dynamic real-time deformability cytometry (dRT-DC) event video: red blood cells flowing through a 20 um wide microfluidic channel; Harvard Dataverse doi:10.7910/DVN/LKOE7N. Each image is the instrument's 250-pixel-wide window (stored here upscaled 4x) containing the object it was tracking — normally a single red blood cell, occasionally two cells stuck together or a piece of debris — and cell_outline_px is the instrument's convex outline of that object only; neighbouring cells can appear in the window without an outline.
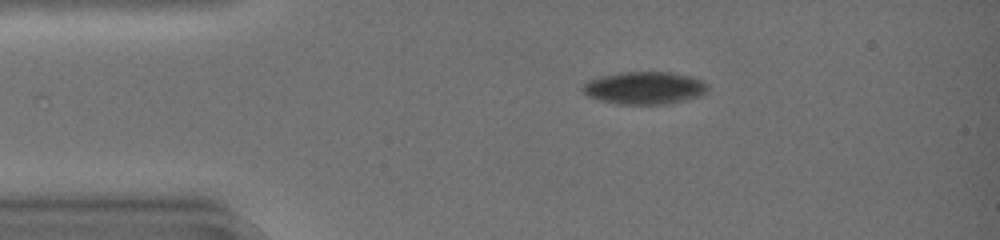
{"species": "common noctule bat (a hibernating species)", "species_latin": "Nyctalus noctula", "temperature_condition": "warm", "stored_images_in_passage": 32, "camera_frame_rate_fps": 3000, "um_per_image_px": 0.085, "animal": {"sex": "female", "body_mass_g": 19.0, "forearm_length_mm": 51.5}, "frame": {"image": 1, "passage_image": 2, "time_ms": 0.333, "image_size_px": [1000, 240], "cell_outline_px": [[708, 88], [700, 96], [688, 100], [668, 104], [616, 104], [600, 100], [588, 96], [580, 88], [588, 80], [600, 76], [620, 72], [672, 72], [692, 76], [704, 80], [708, 84]], "centroid_in_image_um": [54.81, 7.47], "position_along_channel_um": 30.2, "area_um2": 24.04}}
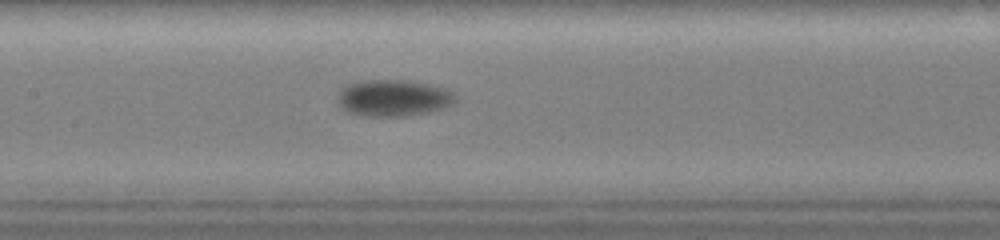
{"frame": {"image": 2, "passage_image": 16, "time_ms": 5.0, "image_size_px": [1000, 240], "cell_outline_px": [[456, 100], [448, 104], [424, 112], [404, 116], [384, 116], [352, 112], [344, 108], [340, 104], [340, 92], [348, 84], [364, 80], [408, 80], [428, 84], [444, 88], [456, 92]], "centroid_in_image_um": [33.48, 8.29], "position_along_channel_um": 173.9, "area_um2": 24.04}}
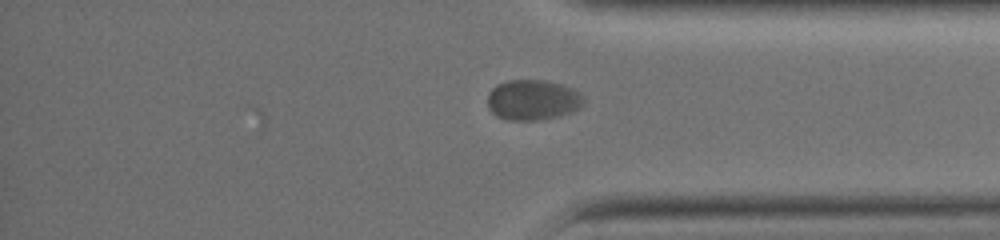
{"frame": {"image": 3, "passage_image": 32, "time_ms": 10.333, "image_size_px": [1000, 240], "cell_outline_px": [[584, 104], [580, 108], [572, 112], [560, 116], [536, 120], [508, 120], [496, 116], [488, 108], [488, 92], [496, 84], [508, 80], [544, 80], [564, 84], [580, 92], [584, 96]], "centroid_in_image_um": [45.31, 8.49], "position_along_channel_um": 389.9, "area_um2": 23.0}}